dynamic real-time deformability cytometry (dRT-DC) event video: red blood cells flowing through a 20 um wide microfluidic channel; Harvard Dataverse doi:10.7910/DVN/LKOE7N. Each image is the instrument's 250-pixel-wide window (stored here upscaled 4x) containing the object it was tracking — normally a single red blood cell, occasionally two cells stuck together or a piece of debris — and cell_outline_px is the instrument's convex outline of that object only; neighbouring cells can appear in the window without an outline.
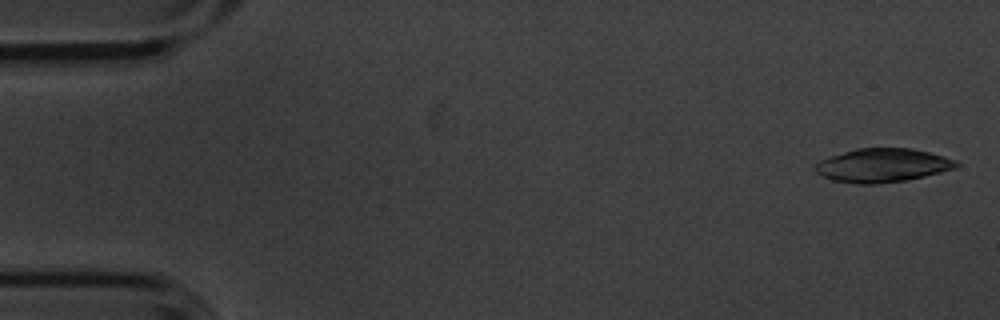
{"species": "common noctule bat (a hibernating species)", "species_latin": "Nyctalus noctula", "temperature_condition": "cold", "stored_images_in_passage": 8, "camera_frame_rate_fps": 3000, "um_per_image_px": 0.085, "animal": {"sex": "male", "body_mass_g": 20.1, "forearm_length_mm": 53.5}, "frame": {"image": 1, "passage_image": 1, "time_ms": 0.0, "image_size_px": [1000, 320], "cell_outline_px": [[960, 164], [956, 168], [908, 180], [876, 184], [856, 184], [832, 180], [816, 172], [816, 164], [820, 160], [828, 156], [856, 148], [912, 148], [944, 156], [956, 160]], "centroid_in_image_um": [75.02, 14.05], "position_along_channel_um": 10.0, "area_um2": 27.74}}
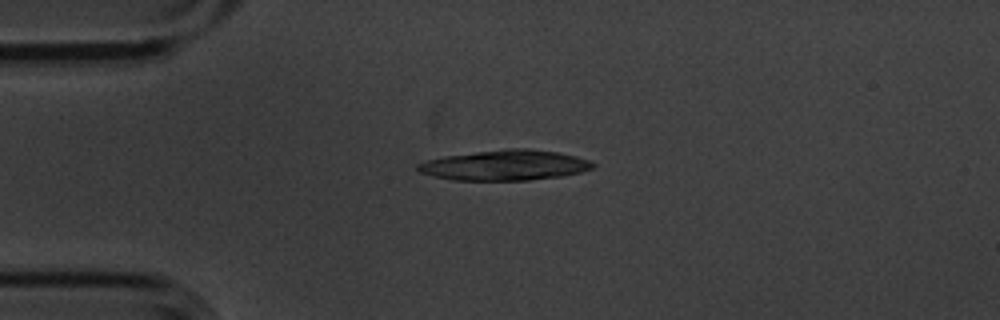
{"frame": {"image": 2, "passage_image": 4, "time_ms": 1.0, "image_size_px": [1000, 320], "cell_outline_px": [[596, 164], [592, 168], [580, 172], [560, 176], [528, 180], [452, 180], [420, 172], [416, 168], [416, 164], [428, 160], [444, 156], [508, 148], [528, 148], [560, 152], [576, 156], [588, 160]], "centroid_in_image_um": [42.93, 14.03], "position_along_channel_um": 42.1, "area_um2": 30.75}}